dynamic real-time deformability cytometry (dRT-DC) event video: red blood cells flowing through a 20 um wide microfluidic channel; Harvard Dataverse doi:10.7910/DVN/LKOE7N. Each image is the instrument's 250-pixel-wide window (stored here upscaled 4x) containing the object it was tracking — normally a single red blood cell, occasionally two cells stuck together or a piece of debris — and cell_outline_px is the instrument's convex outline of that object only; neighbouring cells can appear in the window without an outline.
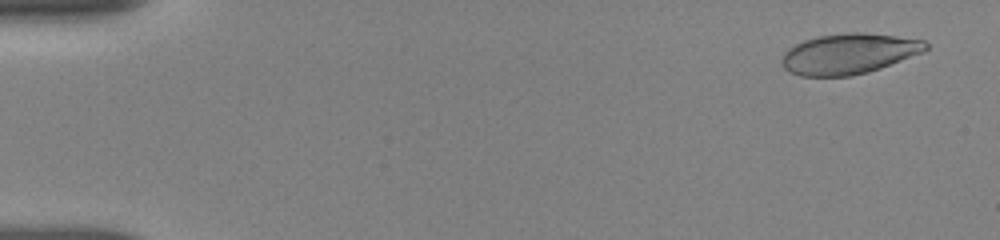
{"species": "human", "species_latin": "Homo sapiens", "temperature_condition": "room temperature", "stored_images_in_passage": 9, "camera_frame_rate_fps": 3000, "um_per_image_px": 0.085, "donor": {"sex": "female"}, "frame": {"image": 1, "passage_image": 1, "time_ms": 0.0, "image_size_px": [1000, 240], "cell_outline_px": [[928, 48], [924, 52], [880, 68], [868, 72], [852, 76], [800, 76], [788, 72], [780, 64], [780, 60], [784, 52], [788, 48], [804, 40], [816, 36], [848, 32], [864, 32], [896, 36], [924, 40], [928, 44]], "centroid_in_image_um": [72.12, 4.57], "position_along_channel_um": 12.9, "area_um2": 34.28}}
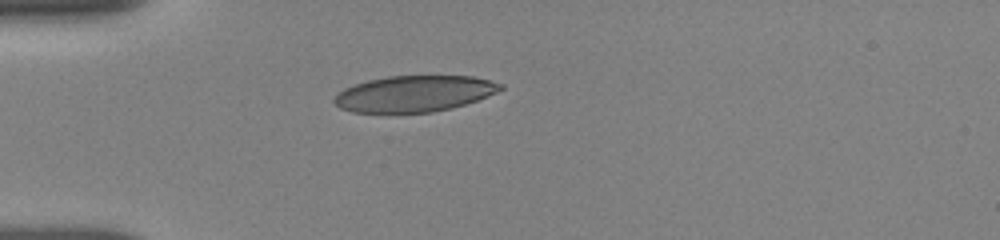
{"frame": {"image": 2, "passage_image": 5, "time_ms": 4.0, "image_size_px": [1000, 240], "cell_outline_px": [[504, 88], [488, 96], [452, 108], [432, 112], [352, 112], [340, 108], [332, 100], [344, 88], [368, 80], [388, 76], [472, 76], [504, 84]], "centroid_in_image_um": [35.22, 7.96], "position_along_channel_um": 49.8, "area_um2": 34.74}}
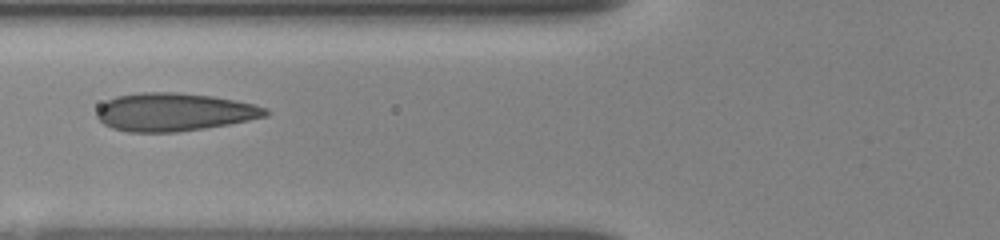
{"frame": {"image": 3, "passage_image": 7, "time_ms": 6.0, "image_size_px": [1000, 240], "cell_outline_px": [[268, 116], [228, 124], [204, 128], [176, 132], [128, 132], [112, 128], [104, 124], [96, 116], [96, 112], [100, 104], [116, 96], [140, 92], [176, 92], [212, 96], [236, 100], [268, 108]], "centroid_in_image_um": [14.78, 9.52], "position_along_channel_um": 111.0, "area_um2": 37.45}}